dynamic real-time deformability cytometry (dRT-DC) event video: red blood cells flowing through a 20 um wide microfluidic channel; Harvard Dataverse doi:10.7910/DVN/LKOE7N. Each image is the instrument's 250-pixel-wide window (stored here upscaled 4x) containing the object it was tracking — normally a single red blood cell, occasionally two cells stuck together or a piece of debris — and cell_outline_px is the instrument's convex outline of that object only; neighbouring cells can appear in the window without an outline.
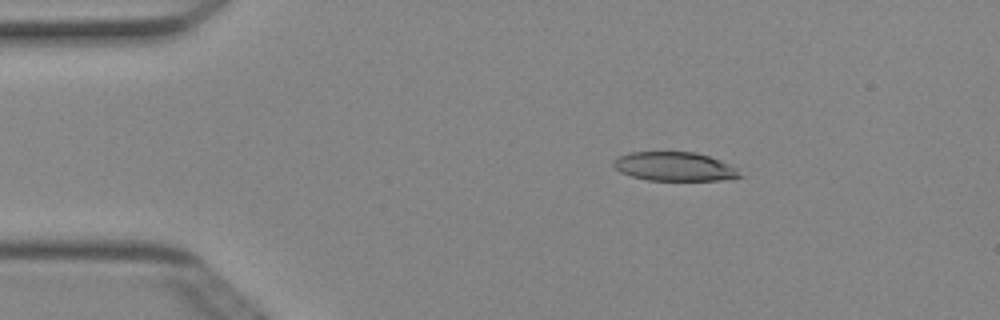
{"species": "Egyptian fruit bat (a non-hibernating species)", "species_latin": "Rousettus aegyptiacus", "temperature_condition": "cold", "stored_images_in_passage": 3, "camera_frame_rate_fps": 3000, "um_per_image_px": 0.085, "animal": {"sex": "female"}, "frame": {"image": 1, "passage_image": 2, "time_ms": 0.333, "image_size_px": [1000, 320], "cell_outline_px": [[744, 176], [720, 180], [648, 180], [632, 176], [620, 172], [612, 164], [612, 160], [620, 156], [632, 152], [696, 152], [720, 160], [736, 168]], "centroid_in_image_um": [57.33, 14.15], "position_along_channel_um": 27.7, "area_um2": 21.15}}